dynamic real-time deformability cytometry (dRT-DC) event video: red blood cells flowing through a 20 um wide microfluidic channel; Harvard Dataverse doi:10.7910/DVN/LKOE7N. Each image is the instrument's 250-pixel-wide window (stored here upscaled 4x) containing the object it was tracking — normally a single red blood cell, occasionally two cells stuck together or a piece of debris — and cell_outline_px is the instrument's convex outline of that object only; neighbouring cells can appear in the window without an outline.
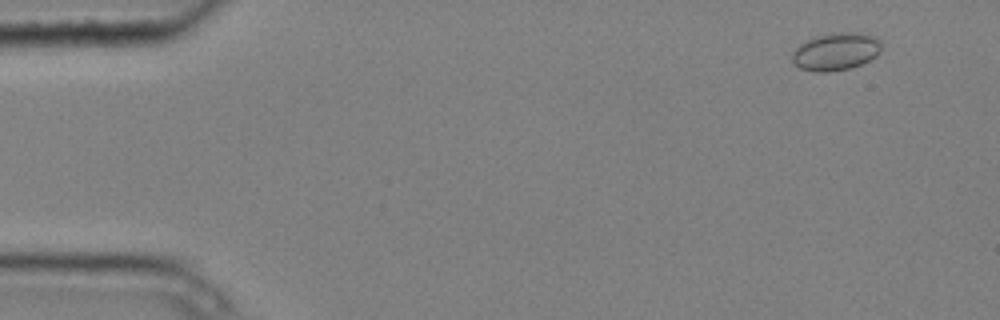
{"species": "common noctule bat (a hibernating species)", "species_latin": "Nyctalus noctula", "temperature_condition": "cold", "stored_images_in_passage": 7, "camera_frame_rate_fps": 3000, "um_per_image_px": 0.085, "animal": {"sex": "male", "body_mass_g": 20.4}, "frame": {"image": 1, "passage_image": 2, "time_ms": 0.333, "image_size_px": [1000, 320], "cell_outline_px": [[880, 52], [876, 56], [852, 68], [828, 72], [816, 72], [800, 68], [792, 60], [792, 52], [800, 44], [816, 36], [840, 32], [856, 32], [876, 36], [880, 40]], "centroid_in_image_um": [71.06, 4.38], "position_along_channel_um": 13.9, "area_um2": 19.48}}
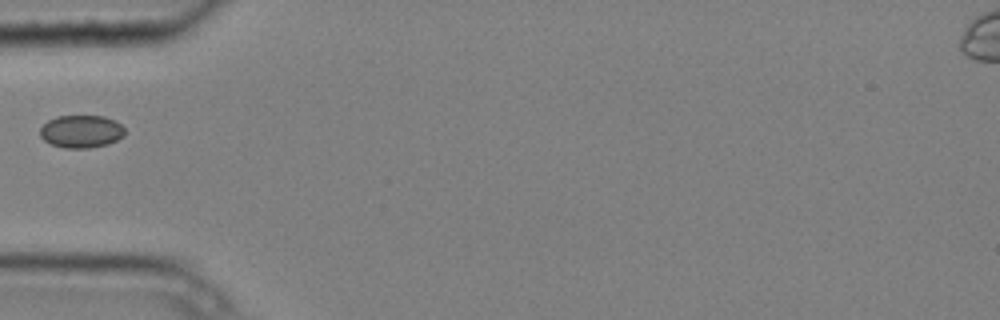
{"frame": {"image": 2, "passage_image": 6, "time_ms": 1.667, "image_size_px": [1000, 320], "cell_outline_px": [[124, 136], [108, 144], [88, 148], [64, 148], [52, 144], [44, 140], [40, 136], [40, 128], [48, 120], [56, 116], [104, 116], [116, 120], [124, 128]], "centroid_in_image_um": [6.91, 11.17], "position_along_channel_um": 78.1, "area_um2": 16.18}}
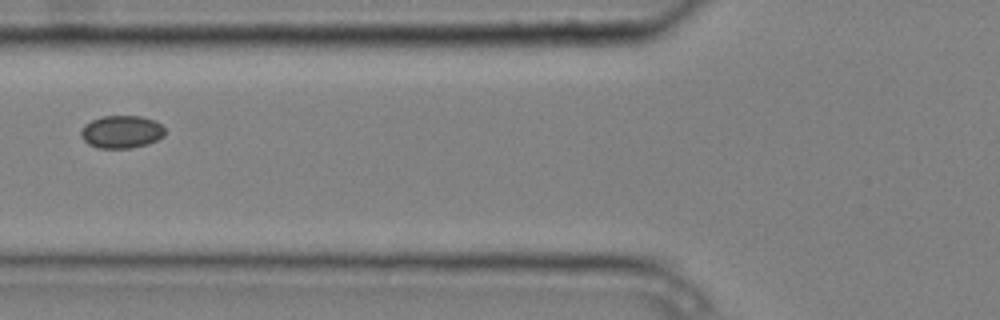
{"frame": {"image": 3, "passage_image": 7, "time_ms": 2.0, "image_size_px": [1000, 320], "cell_outline_px": [[164, 136], [148, 144], [132, 148], [96, 148], [88, 144], [80, 136], [80, 132], [84, 124], [92, 120], [104, 116], [140, 116], [156, 120], [164, 128]], "centroid_in_image_um": [10.32, 11.21], "position_along_channel_um": 115.5, "area_um2": 16.13}}